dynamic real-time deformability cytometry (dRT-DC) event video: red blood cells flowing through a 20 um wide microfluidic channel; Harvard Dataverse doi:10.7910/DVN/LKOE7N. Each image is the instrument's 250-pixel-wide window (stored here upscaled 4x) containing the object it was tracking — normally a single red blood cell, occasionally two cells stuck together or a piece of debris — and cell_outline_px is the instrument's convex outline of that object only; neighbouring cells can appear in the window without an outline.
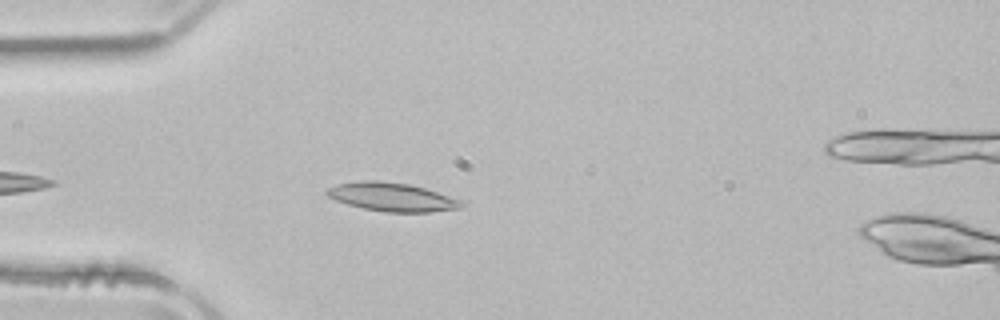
{"species": "common noctule bat (a hibernating species)", "species_latin": "Nyctalus noctula", "temperature_condition": "room temperature", "stored_images_in_passage": 28, "camera_frame_rate_fps": 3000, "um_per_image_px": 0.085, "animal": {"sex": "male", "body_mass_g": 21.5, "forearm_length_mm": 52.0}, "frame": {"image": 1, "passage_image": 6, "time_ms": 1.667, "image_size_px": [1000, 320], "cell_outline_px": [[464, 204], [460, 208], [432, 212], [384, 212], [364, 208], [348, 204], [336, 200], [328, 196], [324, 192], [328, 188], [336, 184], [360, 180], [380, 180], [408, 184], [424, 188], [460, 200]], "centroid_in_image_um": [33.27, 16.74], "position_along_channel_um": 51.7, "area_um2": 22.25}}
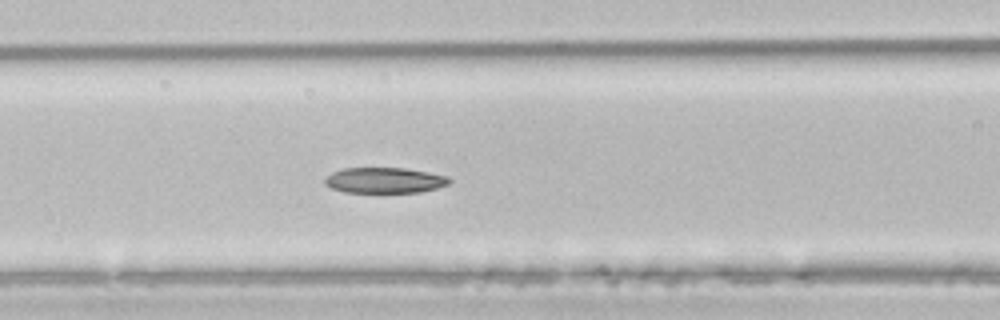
{"frame": {"image": 2, "passage_image": 13, "time_ms": 4.0, "image_size_px": [1000, 320], "cell_outline_px": [[452, 180], [448, 184], [436, 188], [420, 192], [344, 192], [332, 188], [324, 184], [324, 176], [332, 172], [344, 168], [404, 168], [428, 172], [448, 176]], "centroid_in_image_um": [32.66, 15.32], "position_along_channel_um": 133.9, "area_um2": 18.61}}
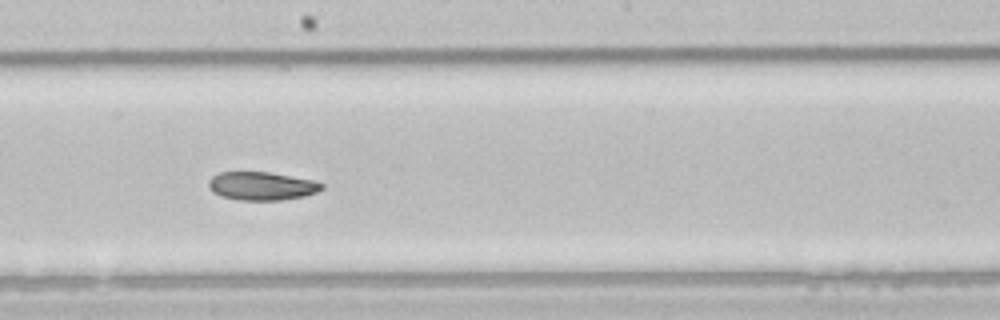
{"frame": {"image": 3, "passage_image": 20, "time_ms": 6.333, "image_size_px": [1000, 320], "cell_outline_px": [[324, 188], [316, 192], [304, 196], [280, 200], [240, 200], [220, 196], [212, 192], [208, 188], [208, 180], [212, 176], [220, 172], [268, 172], [312, 180], [324, 184]], "centroid_in_image_um": [22.2, 15.81], "position_along_channel_um": 226.0, "area_um2": 18.67}, "authors_computed_cell_mechanics": {"area_um2": 19.5653, "velocity_mm_per_s": 3.9692, "shape_relaxation_time_tau1_ms": null, "shape_relaxation_time_tau2_ms": 4.6229, "deformation_change_tau1": null, "deformation_change_tau2": 0.1079}}